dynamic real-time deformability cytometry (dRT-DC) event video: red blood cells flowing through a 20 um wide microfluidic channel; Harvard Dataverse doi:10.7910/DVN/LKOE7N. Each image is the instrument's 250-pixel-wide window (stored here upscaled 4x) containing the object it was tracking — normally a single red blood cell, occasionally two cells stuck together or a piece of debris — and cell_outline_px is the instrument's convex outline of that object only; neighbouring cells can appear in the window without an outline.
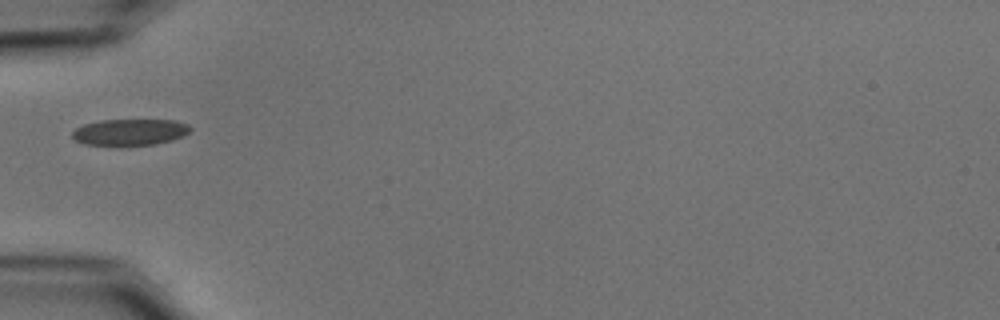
{"species": "common noctule bat (a hibernating species)", "species_latin": "Nyctalus noctula", "temperature_condition": "cold", "stored_images_in_passage": 37, "camera_frame_rate_fps": 3000, "um_per_image_px": 0.085, "animal": {"sex": "male", "body_mass_g": 15.6}, "frame": {"image": 1, "passage_image": 1, "time_ms": 0.0, "image_size_px": [1000, 320], "cell_outline_px": [[192, 128], [184, 136], [172, 140], [156, 144], [84, 144], [76, 140], [72, 136], [72, 132], [76, 128], [84, 124], [100, 120], [176, 120], [188, 124]], "centroid_in_image_um": [11.08, 11.21], "position_along_channel_um": 73.9, "area_um2": 17.86}}
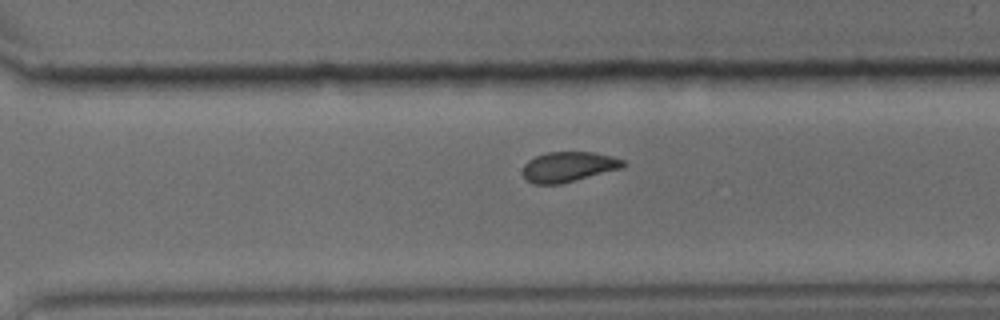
{"frame": {"image": 2, "passage_image": 21, "time_ms": 6.667, "image_size_px": [1000, 320], "cell_outline_px": [[628, 164], [624, 168], [560, 184], [532, 184], [524, 180], [524, 164], [528, 160], [536, 156], [548, 152], [592, 152], [612, 156], [624, 160]], "centroid_in_image_um": [48.35, 14.18], "position_along_channel_um": 322.3, "area_um2": 17.8}}
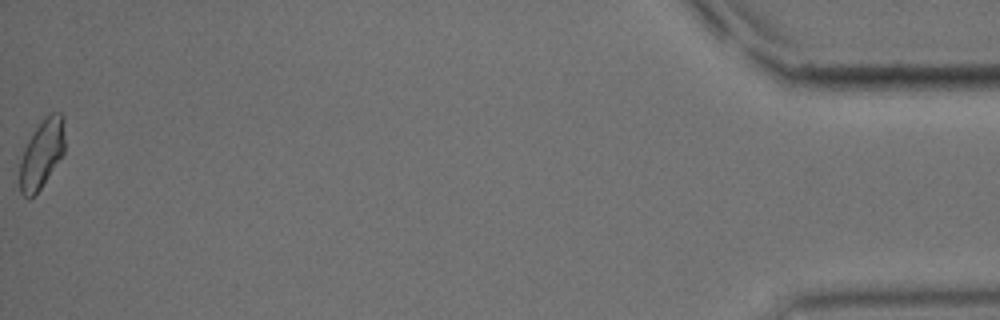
{"frame": {"image": 3, "passage_image": 37, "time_ms": 12.0, "image_size_px": [1000, 320], "cell_outline_px": [[64, 152], [40, 188], [28, 200], [20, 192], [20, 160], [24, 148], [32, 132], [44, 116], [52, 112], [60, 112], [64, 116]], "centroid_in_image_um": [3.54, 13.02], "position_along_channel_um": 431.7, "area_um2": 17.98}, "authors_computed_cell_mechanics": {"area_um2": 18.0914, "velocity_mm_per_s": 3.7197, "shape_relaxation_time_tau1_ms": 3.6843, "shape_relaxation_time_tau2_ms": 2.6107, "deformation_change_tau1": 0.1004, "deformation_change_tau2": 0.0594}}